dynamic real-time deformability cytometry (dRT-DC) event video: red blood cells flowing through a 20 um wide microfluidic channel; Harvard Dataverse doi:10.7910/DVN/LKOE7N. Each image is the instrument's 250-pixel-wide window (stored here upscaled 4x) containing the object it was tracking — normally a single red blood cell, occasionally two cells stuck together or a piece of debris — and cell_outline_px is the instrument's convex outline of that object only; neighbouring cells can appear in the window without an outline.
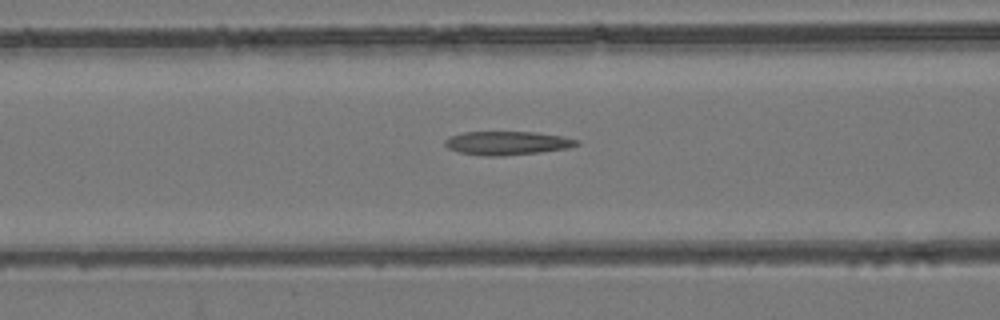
{"species": "common noctule bat (a hibernating species)", "species_latin": "Nyctalus noctula", "temperature_condition": "room temperature", "stored_images_in_passage": 38, "camera_frame_rate_fps": 3000, "um_per_image_px": 0.085, "animal": {"sex": "female", "body_mass_g": 24.6, "forearm_length_mm": 56.2}, "frame": {"image": 1, "passage_image": 9, "time_ms": 2.667, "image_size_px": [1000, 320], "cell_outline_px": [[580, 144], [568, 148], [540, 152], [504, 156], [484, 156], [460, 152], [448, 148], [444, 144], [444, 140], [448, 136], [464, 132], [536, 132], [564, 136], [580, 140]], "centroid_in_image_um": [43.13, 12.16], "position_along_channel_um": 123.5, "area_um2": 18.32}}
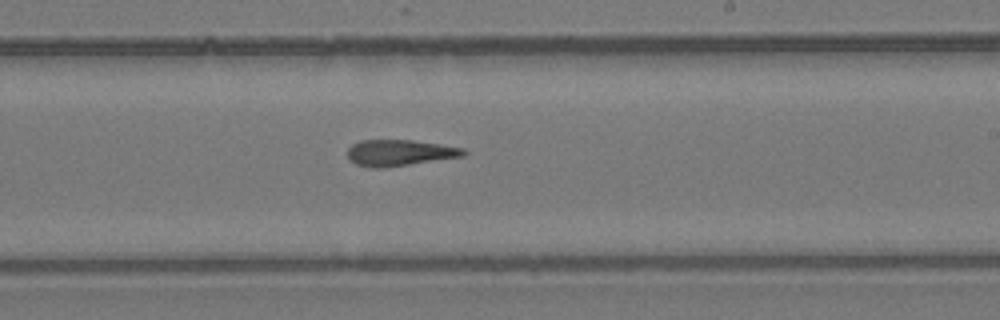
{"frame": {"image": 2, "passage_image": 19, "time_ms": 6.0, "image_size_px": [1000, 320], "cell_outline_px": [[468, 152], [464, 156], [384, 168], [372, 168], [356, 164], [348, 160], [348, 148], [352, 144], [360, 140], [412, 140], [464, 148]], "centroid_in_image_um": [33.94, 12.99], "position_along_channel_um": 255.1, "area_um2": 17.74}}
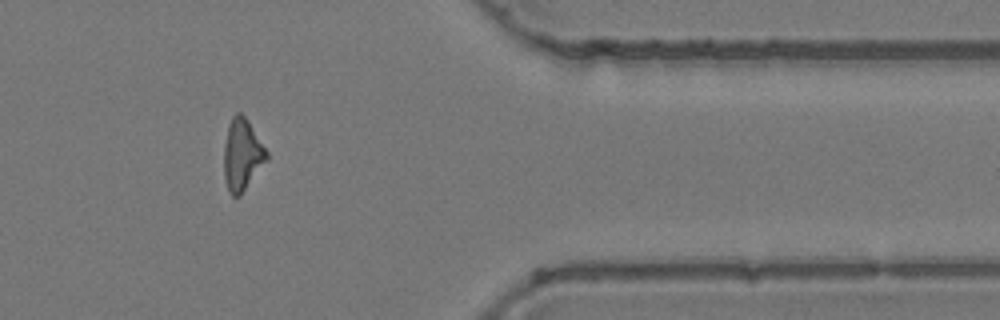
{"frame": {"image": 3, "passage_image": 31, "time_ms": 10.0, "image_size_px": [1000, 320], "cell_outline_px": [[268, 160], [240, 196], [232, 196], [228, 192], [224, 176], [224, 144], [228, 128], [232, 116], [236, 112], [240, 112], [248, 120], [268, 152]], "centroid_in_image_um": [20.59, 13.17], "position_along_channel_um": 390.8, "area_um2": 17.92}, "authors_computed_cell_mechanics": {"area_um2": 17.7446, "velocity_mm_per_s": 3.9451, "shape_relaxation_time_tau1_ms": null, "shape_relaxation_time_tau2_ms": 9.5263, "deformation_change_tau1": null, "deformation_change_tau2": 0.2554}}